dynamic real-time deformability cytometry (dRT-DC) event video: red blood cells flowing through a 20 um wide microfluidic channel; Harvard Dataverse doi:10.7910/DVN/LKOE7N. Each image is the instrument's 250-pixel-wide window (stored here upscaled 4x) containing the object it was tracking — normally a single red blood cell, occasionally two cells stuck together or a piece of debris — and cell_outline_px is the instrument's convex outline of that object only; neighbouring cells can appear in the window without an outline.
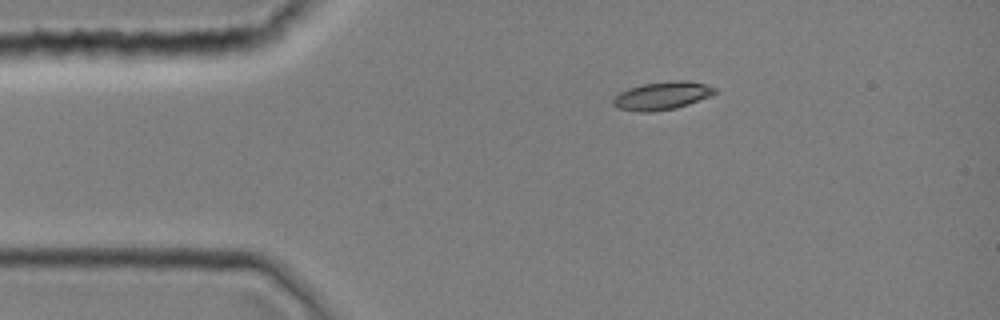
{"species": "common noctule bat (a hibernating species)", "species_latin": "Nyctalus noctula", "temperature_condition": "room temperature", "stored_images_in_passage": 1, "camera_frame_rate_fps": 3000, "um_per_image_px": 0.085, "animal": {"sex": "female", "body_mass_g": 19.0, "forearm_length_mm": 51.5}, "frame": {"image": 1, "passage_image": 1, "time_ms": 0.0, "image_size_px": [1000, 320], "cell_outline_px": [[716, 92], [708, 96], [688, 104], [676, 108], [652, 112], [640, 112], [616, 108], [612, 104], [612, 100], [620, 92], [628, 88], [640, 84], [672, 80], [688, 80], [704, 84], [716, 88]], "centroid_in_image_um": [56.23, 8.13], "position_along_channel_um": 28.8, "area_um2": 16.65}}